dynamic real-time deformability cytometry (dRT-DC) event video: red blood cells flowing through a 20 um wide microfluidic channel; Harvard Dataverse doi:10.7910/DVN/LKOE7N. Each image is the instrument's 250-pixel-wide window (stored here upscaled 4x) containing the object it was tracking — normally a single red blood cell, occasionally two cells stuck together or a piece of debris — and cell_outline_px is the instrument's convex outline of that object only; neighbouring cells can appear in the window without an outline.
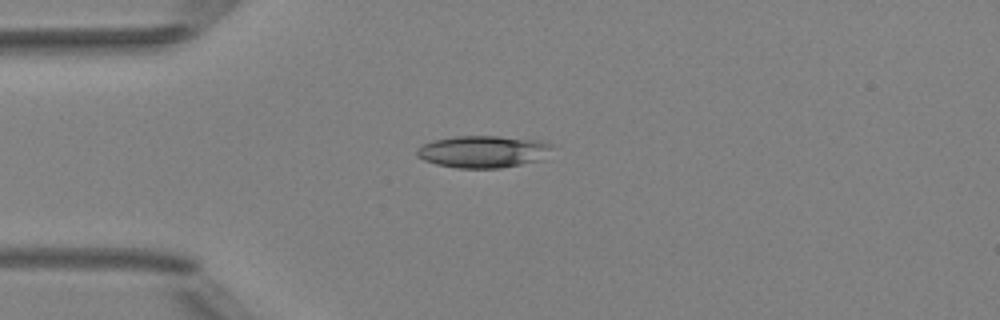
{"species": "Egyptian fruit bat (a non-hibernating species)", "species_latin": "Rousettus aegyptiacus", "temperature_condition": "room temperature", "stored_images_in_passage": 5, "camera_frame_rate_fps": 3000, "um_per_image_px": 0.085, "animal": {"sex": "female"}, "frame": {"image": 1, "passage_image": 4, "time_ms": 3.333, "image_size_px": [1000, 320], "cell_outline_px": [[556, 148], [544, 160], [500, 168], [456, 168], [436, 164], [424, 160], [416, 156], [416, 148], [432, 140], [456, 136], [500, 136], [540, 140], [552, 144]], "centroid_in_image_um": [41.13, 12.89], "position_along_channel_um": 43.9, "area_um2": 25.84}}